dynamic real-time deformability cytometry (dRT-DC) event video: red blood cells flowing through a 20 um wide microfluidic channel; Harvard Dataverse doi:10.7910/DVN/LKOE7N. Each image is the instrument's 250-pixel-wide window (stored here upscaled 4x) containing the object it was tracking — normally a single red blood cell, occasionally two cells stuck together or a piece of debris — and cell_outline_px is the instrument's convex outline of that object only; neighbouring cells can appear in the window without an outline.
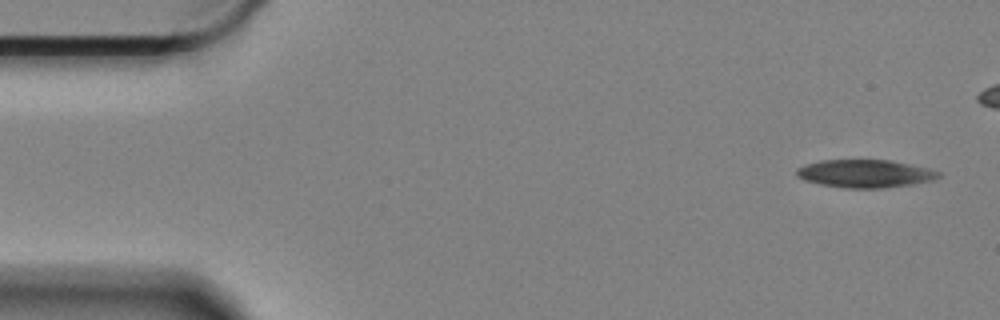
{"species": "Egyptian fruit bat (a non-hibernating species)", "species_latin": "Rousettus aegyptiacus", "temperature_condition": "cold", "stored_images_in_passage": 19, "camera_frame_rate_fps": 3000, "um_per_image_px": 0.085, "animal": {"sex": "female"}, "frame": {"image": 1, "passage_image": 1, "time_ms": 0.0, "image_size_px": [1000, 320], "cell_outline_px": [[940, 176], [932, 180], [912, 184], [880, 188], [848, 188], [820, 184], [804, 180], [796, 176], [796, 168], [804, 164], [820, 160], [888, 160], [908, 164], [940, 172]], "centroid_in_image_um": [73.45, 14.75], "position_along_channel_um": 11.6, "area_um2": 22.83}}
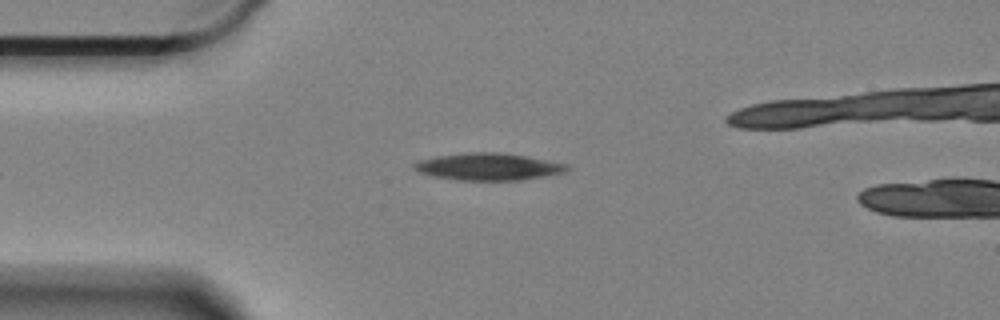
{"frame": {"image": 2, "passage_image": 12, "time_ms": 3.667, "image_size_px": [1000, 320], "cell_outline_px": [[572, 168], [564, 172], [544, 176], [520, 180], [460, 180], [436, 176], [420, 172], [412, 168], [412, 164], [416, 160], [436, 156], [464, 152], [500, 152], [528, 156], [568, 164]], "centroid_in_image_um": [41.51, 14.15], "position_along_channel_um": 43.5, "area_um2": 24.28}}
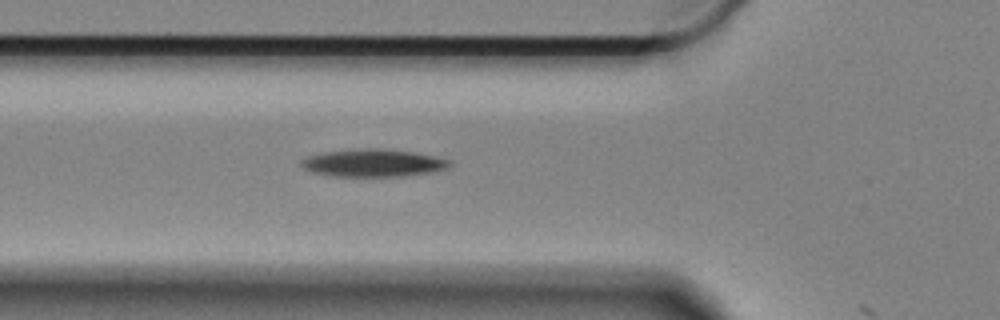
{"frame": {"image": 3, "passage_image": 18, "time_ms": 5.667, "image_size_px": [1000, 320], "cell_outline_px": [[452, 164], [448, 168], [432, 172], [404, 176], [332, 176], [312, 172], [304, 168], [300, 164], [300, 160], [308, 156], [320, 152], [368, 148], [384, 148], [412, 152], [432, 156], [448, 160]], "centroid_in_image_um": [31.68, 13.85], "position_along_channel_um": 94.1, "area_um2": 23.81}}